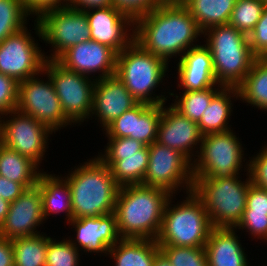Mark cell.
<instances>
[{
    "mask_svg": "<svg viewBox=\"0 0 267 266\" xmlns=\"http://www.w3.org/2000/svg\"><path fill=\"white\" fill-rule=\"evenodd\" d=\"M134 25V41L167 63L169 58H181L186 50L198 46L195 40L203 35L187 8L174 0H164L136 18Z\"/></svg>",
    "mask_w": 267,
    "mask_h": 266,
    "instance_id": "obj_1",
    "label": "cell"
},
{
    "mask_svg": "<svg viewBox=\"0 0 267 266\" xmlns=\"http://www.w3.org/2000/svg\"><path fill=\"white\" fill-rule=\"evenodd\" d=\"M171 196L164 189L143 184L120 187L114 209L120 237L155 240Z\"/></svg>",
    "mask_w": 267,
    "mask_h": 266,
    "instance_id": "obj_2",
    "label": "cell"
},
{
    "mask_svg": "<svg viewBox=\"0 0 267 266\" xmlns=\"http://www.w3.org/2000/svg\"><path fill=\"white\" fill-rule=\"evenodd\" d=\"M87 161L63 177L71 191L73 218H94L114 212L120 189L110 168L98 157Z\"/></svg>",
    "mask_w": 267,
    "mask_h": 266,
    "instance_id": "obj_3",
    "label": "cell"
},
{
    "mask_svg": "<svg viewBox=\"0 0 267 266\" xmlns=\"http://www.w3.org/2000/svg\"><path fill=\"white\" fill-rule=\"evenodd\" d=\"M204 44L211 52L216 81L223 87H238L258 58L251 50L248 36L224 24L203 32Z\"/></svg>",
    "mask_w": 267,
    "mask_h": 266,
    "instance_id": "obj_4",
    "label": "cell"
},
{
    "mask_svg": "<svg viewBox=\"0 0 267 266\" xmlns=\"http://www.w3.org/2000/svg\"><path fill=\"white\" fill-rule=\"evenodd\" d=\"M244 166L248 177L243 182L238 175L230 178H194L192 191L203 202L214 228H236L242 219L251 184L248 164Z\"/></svg>",
    "mask_w": 267,
    "mask_h": 266,
    "instance_id": "obj_5",
    "label": "cell"
},
{
    "mask_svg": "<svg viewBox=\"0 0 267 266\" xmlns=\"http://www.w3.org/2000/svg\"><path fill=\"white\" fill-rule=\"evenodd\" d=\"M168 64L160 57L143 49L134 40L116 56L115 75L139 102L149 105L165 104V95L152 96L153 90L163 82Z\"/></svg>",
    "mask_w": 267,
    "mask_h": 266,
    "instance_id": "obj_6",
    "label": "cell"
},
{
    "mask_svg": "<svg viewBox=\"0 0 267 266\" xmlns=\"http://www.w3.org/2000/svg\"><path fill=\"white\" fill-rule=\"evenodd\" d=\"M188 196V197H187ZM186 200L173 205L172 197L166 203L159 234L158 245L181 247H204L213 228L203 202L188 192ZM173 206V207H172Z\"/></svg>",
    "mask_w": 267,
    "mask_h": 266,
    "instance_id": "obj_7",
    "label": "cell"
},
{
    "mask_svg": "<svg viewBox=\"0 0 267 266\" xmlns=\"http://www.w3.org/2000/svg\"><path fill=\"white\" fill-rule=\"evenodd\" d=\"M232 131L203 135L200 151H195L197 158L192 162L193 178H230L240 175L242 162L246 159L242 144Z\"/></svg>",
    "mask_w": 267,
    "mask_h": 266,
    "instance_id": "obj_8",
    "label": "cell"
},
{
    "mask_svg": "<svg viewBox=\"0 0 267 266\" xmlns=\"http://www.w3.org/2000/svg\"><path fill=\"white\" fill-rule=\"evenodd\" d=\"M34 23L39 39L51 44L53 52L46 60H56L68 48L90 39V28L83 10L69 6L51 9Z\"/></svg>",
    "mask_w": 267,
    "mask_h": 266,
    "instance_id": "obj_9",
    "label": "cell"
},
{
    "mask_svg": "<svg viewBox=\"0 0 267 266\" xmlns=\"http://www.w3.org/2000/svg\"><path fill=\"white\" fill-rule=\"evenodd\" d=\"M50 77L65 116L74 124L90 118L95 80L46 60L43 75ZM90 78V79H89ZM93 80V81H92Z\"/></svg>",
    "mask_w": 267,
    "mask_h": 266,
    "instance_id": "obj_10",
    "label": "cell"
},
{
    "mask_svg": "<svg viewBox=\"0 0 267 266\" xmlns=\"http://www.w3.org/2000/svg\"><path fill=\"white\" fill-rule=\"evenodd\" d=\"M149 149V163L143 185L158 187L175 194L185 189L193 190L192 163L180 152L155 141Z\"/></svg>",
    "mask_w": 267,
    "mask_h": 266,
    "instance_id": "obj_11",
    "label": "cell"
},
{
    "mask_svg": "<svg viewBox=\"0 0 267 266\" xmlns=\"http://www.w3.org/2000/svg\"><path fill=\"white\" fill-rule=\"evenodd\" d=\"M8 114L11 115L9 120H5L4 115L0 116V143L39 166L49 145L48 137L53 132L40 121L18 110L10 111L5 116Z\"/></svg>",
    "mask_w": 267,
    "mask_h": 266,
    "instance_id": "obj_12",
    "label": "cell"
},
{
    "mask_svg": "<svg viewBox=\"0 0 267 266\" xmlns=\"http://www.w3.org/2000/svg\"><path fill=\"white\" fill-rule=\"evenodd\" d=\"M48 81L36 76L19 82L16 110L29 115L47 126L52 132L72 125L65 116L49 76Z\"/></svg>",
    "mask_w": 267,
    "mask_h": 266,
    "instance_id": "obj_13",
    "label": "cell"
},
{
    "mask_svg": "<svg viewBox=\"0 0 267 266\" xmlns=\"http://www.w3.org/2000/svg\"><path fill=\"white\" fill-rule=\"evenodd\" d=\"M104 154L97 157L110 168L120 186L142 184L149 163L148 146L129 137H107Z\"/></svg>",
    "mask_w": 267,
    "mask_h": 266,
    "instance_id": "obj_14",
    "label": "cell"
},
{
    "mask_svg": "<svg viewBox=\"0 0 267 266\" xmlns=\"http://www.w3.org/2000/svg\"><path fill=\"white\" fill-rule=\"evenodd\" d=\"M30 33L26 26L0 43V73L18 83L42 75L46 62L45 53Z\"/></svg>",
    "mask_w": 267,
    "mask_h": 266,
    "instance_id": "obj_15",
    "label": "cell"
},
{
    "mask_svg": "<svg viewBox=\"0 0 267 266\" xmlns=\"http://www.w3.org/2000/svg\"><path fill=\"white\" fill-rule=\"evenodd\" d=\"M116 56L117 53L109 46L89 39L68 48L56 61L66 69L87 77L98 73L96 80H99L115 75Z\"/></svg>",
    "mask_w": 267,
    "mask_h": 266,
    "instance_id": "obj_16",
    "label": "cell"
},
{
    "mask_svg": "<svg viewBox=\"0 0 267 266\" xmlns=\"http://www.w3.org/2000/svg\"><path fill=\"white\" fill-rule=\"evenodd\" d=\"M84 12L89 22L91 40L109 46L116 53L134 40V20L114 6L92 8ZM131 30L132 33L129 32Z\"/></svg>",
    "mask_w": 267,
    "mask_h": 266,
    "instance_id": "obj_17",
    "label": "cell"
},
{
    "mask_svg": "<svg viewBox=\"0 0 267 266\" xmlns=\"http://www.w3.org/2000/svg\"><path fill=\"white\" fill-rule=\"evenodd\" d=\"M43 222L41 191L36 184L10 203L7 216L0 226V236L12 240L38 235L40 232L36 227Z\"/></svg>",
    "mask_w": 267,
    "mask_h": 266,
    "instance_id": "obj_18",
    "label": "cell"
},
{
    "mask_svg": "<svg viewBox=\"0 0 267 266\" xmlns=\"http://www.w3.org/2000/svg\"><path fill=\"white\" fill-rule=\"evenodd\" d=\"M162 105L138 103L105 129L106 137H129L150 146L157 139Z\"/></svg>",
    "mask_w": 267,
    "mask_h": 266,
    "instance_id": "obj_19",
    "label": "cell"
},
{
    "mask_svg": "<svg viewBox=\"0 0 267 266\" xmlns=\"http://www.w3.org/2000/svg\"><path fill=\"white\" fill-rule=\"evenodd\" d=\"M164 105L162 104L156 141L182 153L192 163L195 160L193 149H200L203 137L198 124L183 116L172 105L168 108ZM197 145L199 147H195Z\"/></svg>",
    "mask_w": 267,
    "mask_h": 266,
    "instance_id": "obj_20",
    "label": "cell"
},
{
    "mask_svg": "<svg viewBox=\"0 0 267 266\" xmlns=\"http://www.w3.org/2000/svg\"><path fill=\"white\" fill-rule=\"evenodd\" d=\"M68 225L73 226L77 233L75 240L69 238V242L86 253H104L107 256L109 249L121 239L114 212L94 218H72Z\"/></svg>",
    "mask_w": 267,
    "mask_h": 266,
    "instance_id": "obj_21",
    "label": "cell"
},
{
    "mask_svg": "<svg viewBox=\"0 0 267 266\" xmlns=\"http://www.w3.org/2000/svg\"><path fill=\"white\" fill-rule=\"evenodd\" d=\"M138 103L116 75L105 77L95 80L90 117L95 115L103 130Z\"/></svg>",
    "mask_w": 267,
    "mask_h": 266,
    "instance_id": "obj_22",
    "label": "cell"
},
{
    "mask_svg": "<svg viewBox=\"0 0 267 266\" xmlns=\"http://www.w3.org/2000/svg\"><path fill=\"white\" fill-rule=\"evenodd\" d=\"M177 70L178 87L184 88L182 92L223 87L216 81L211 52L203 44L187 50L179 58Z\"/></svg>",
    "mask_w": 267,
    "mask_h": 266,
    "instance_id": "obj_23",
    "label": "cell"
},
{
    "mask_svg": "<svg viewBox=\"0 0 267 266\" xmlns=\"http://www.w3.org/2000/svg\"><path fill=\"white\" fill-rule=\"evenodd\" d=\"M235 228H212L204 246L208 266H249Z\"/></svg>",
    "mask_w": 267,
    "mask_h": 266,
    "instance_id": "obj_24",
    "label": "cell"
},
{
    "mask_svg": "<svg viewBox=\"0 0 267 266\" xmlns=\"http://www.w3.org/2000/svg\"><path fill=\"white\" fill-rule=\"evenodd\" d=\"M55 175L43 172L37 183L41 191L44 221L52 214L63 212L66 213V220L69 222L73 218L69 184L63 177Z\"/></svg>",
    "mask_w": 267,
    "mask_h": 266,
    "instance_id": "obj_25",
    "label": "cell"
},
{
    "mask_svg": "<svg viewBox=\"0 0 267 266\" xmlns=\"http://www.w3.org/2000/svg\"><path fill=\"white\" fill-rule=\"evenodd\" d=\"M239 99L237 87H222L210 101L198 123L202 135L229 131L228 120L232 110V99Z\"/></svg>",
    "mask_w": 267,
    "mask_h": 266,
    "instance_id": "obj_26",
    "label": "cell"
},
{
    "mask_svg": "<svg viewBox=\"0 0 267 266\" xmlns=\"http://www.w3.org/2000/svg\"><path fill=\"white\" fill-rule=\"evenodd\" d=\"M159 251L155 240L121 238L109 249L108 256L114 259L115 266H153Z\"/></svg>",
    "mask_w": 267,
    "mask_h": 266,
    "instance_id": "obj_27",
    "label": "cell"
},
{
    "mask_svg": "<svg viewBox=\"0 0 267 266\" xmlns=\"http://www.w3.org/2000/svg\"><path fill=\"white\" fill-rule=\"evenodd\" d=\"M38 168L34 161L0 144V176L18 182L27 189L38 183L43 173Z\"/></svg>",
    "mask_w": 267,
    "mask_h": 266,
    "instance_id": "obj_28",
    "label": "cell"
},
{
    "mask_svg": "<svg viewBox=\"0 0 267 266\" xmlns=\"http://www.w3.org/2000/svg\"><path fill=\"white\" fill-rule=\"evenodd\" d=\"M236 0H186L183 5L202 32L210 27L228 24Z\"/></svg>",
    "mask_w": 267,
    "mask_h": 266,
    "instance_id": "obj_29",
    "label": "cell"
},
{
    "mask_svg": "<svg viewBox=\"0 0 267 266\" xmlns=\"http://www.w3.org/2000/svg\"><path fill=\"white\" fill-rule=\"evenodd\" d=\"M237 88L239 100L267 111V58H257Z\"/></svg>",
    "mask_w": 267,
    "mask_h": 266,
    "instance_id": "obj_30",
    "label": "cell"
},
{
    "mask_svg": "<svg viewBox=\"0 0 267 266\" xmlns=\"http://www.w3.org/2000/svg\"><path fill=\"white\" fill-rule=\"evenodd\" d=\"M42 233L12 239L14 266H45L48 236Z\"/></svg>",
    "mask_w": 267,
    "mask_h": 266,
    "instance_id": "obj_31",
    "label": "cell"
},
{
    "mask_svg": "<svg viewBox=\"0 0 267 266\" xmlns=\"http://www.w3.org/2000/svg\"><path fill=\"white\" fill-rule=\"evenodd\" d=\"M221 88L222 87L207 88L202 91H187L180 94V97L173 92H169L171 96L175 95L174 97H176L175 102L171 104L183 116L198 124L213 96Z\"/></svg>",
    "mask_w": 267,
    "mask_h": 266,
    "instance_id": "obj_32",
    "label": "cell"
},
{
    "mask_svg": "<svg viewBox=\"0 0 267 266\" xmlns=\"http://www.w3.org/2000/svg\"><path fill=\"white\" fill-rule=\"evenodd\" d=\"M265 5L261 0H236L228 24L248 36L259 21Z\"/></svg>",
    "mask_w": 267,
    "mask_h": 266,
    "instance_id": "obj_33",
    "label": "cell"
},
{
    "mask_svg": "<svg viewBox=\"0 0 267 266\" xmlns=\"http://www.w3.org/2000/svg\"><path fill=\"white\" fill-rule=\"evenodd\" d=\"M28 16L20 0H0V43L26 27Z\"/></svg>",
    "mask_w": 267,
    "mask_h": 266,
    "instance_id": "obj_34",
    "label": "cell"
},
{
    "mask_svg": "<svg viewBox=\"0 0 267 266\" xmlns=\"http://www.w3.org/2000/svg\"><path fill=\"white\" fill-rule=\"evenodd\" d=\"M79 253L67 238L56 242L48 236L45 266H79Z\"/></svg>",
    "mask_w": 267,
    "mask_h": 266,
    "instance_id": "obj_35",
    "label": "cell"
},
{
    "mask_svg": "<svg viewBox=\"0 0 267 266\" xmlns=\"http://www.w3.org/2000/svg\"><path fill=\"white\" fill-rule=\"evenodd\" d=\"M158 246L172 266H208L204 247Z\"/></svg>",
    "mask_w": 267,
    "mask_h": 266,
    "instance_id": "obj_36",
    "label": "cell"
},
{
    "mask_svg": "<svg viewBox=\"0 0 267 266\" xmlns=\"http://www.w3.org/2000/svg\"><path fill=\"white\" fill-rule=\"evenodd\" d=\"M19 83L12 77L0 73V116L16 110Z\"/></svg>",
    "mask_w": 267,
    "mask_h": 266,
    "instance_id": "obj_37",
    "label": "cell"
},
{
    "mask_svg": "<svg viewBox=\"0 0 267 266\" xmlns=\"http://www.w3.org/2000/svg\"><path fill=\"white\" fill-rule=\"evenodd\" d=\"M252 52L258 58H267V4L253 31L248 35Z\"/></svg>",
    "mask_w": 267,
    "mask_h": 266,
    "instance_id": "obj_38",
    "label": "cell"
},
{
    "mask_svg": "<svg viewBox=\"0 0 267 266\" xmlns=\"http://www.w3.org/2000/svg\"><path fill=\"white\" fill-rule=\"evenodd\" d=\"M248 174L251 183L267 190V146H264L257 155L248 160Z\"/></svg>",
    "mask_w": 267,
    "mask_h": 266,
    "instance_id": "obj_39",
    "label": "cell"
},
{
    "mask_svg": "<svg viewBox=\"0 0 267 266\" xmlns=\"http://www.w3.org/2000/svg\"><path fill=\"white\" fill-rule=\"evenodd\" d=\"M244 229L254 238L267 241V214L266 213H243L240 223L235 228Z\"/></svg>",
    "mask_w": 267,
    "mask_h": 266,
    "instance_id": "obj_40",
    "label": "cell"
},
{
    "mask_svg": "<svg viewBox=\"0 0 267 266\" xmlns=\"http://www.w3.org/2000/svg\"><path fill=\"white\" fill-rule=\"evenodd\" d=\"M164 0H112L113 6L133 20L158 7Z\"/></svg>",
    "mask_w": 267,
    "mask_h": 266,
    "instance_id": "obj_41",
    "label": "cell"
},
{
    "mask_svg": "<svg viewBox=\"0 0 267 266\" xmlns=\"http://www.w3.org/2000/svg\"><path fill=\"white\" fill-rule=\"evenodd\" d=\"M244 213L267 214V190L250 184Z\"/></svg>",
    "mask_w": 267,
    "mask_h": 266,
    "instance_id": "obj_42",
    "label": "cell"
},
{
    "mask_svg": "<svg viewBox=\"0 0 267 266\" xmlns=\"http://www.w3.org/2000/svg\"><path fill=\"white\" fill-rule=\"evenodd\" d=\"M29 15H36V19L44 12L65 7L68 0H20Z\"/></svg>",
    "mask_w": 267,
    "mask_h": 266,
    "instance_id": "obj_43",
    "label": "cell"
},
{
    "mask_svg": "<svg viewBox=\"0 0 267 266\" xmlns=\"http://www.w3.org/2000/svg\"><path fill=\"white\" fill-rule=\"evenodd\" d=\"M26 188L15 181L0 176V197L8 202L16 200Z\"/></svg>",
    "mask_w": 267,
    "mask_h": 266,
    "instance_id": "obj_44",
    "label": "cell"
},
{
    "mask_svg": "<svg viewBox=\"0 0 267 266\" xmlns=\"http://www.w3.org/2000/svg\"><path fill=\"white\" fill-rule=\"evenodd\" d=\"M67 6L84 11L113 6V2L112 0H68Z\"/></svg>",
    "mask_w": 267,
    "mask_h": 266,
    "instance_id": "obj_45",
    "label": "cell"
},
{
    "mask_svg": "<svg viewBox=\"0 0 267 266\" xmlns=\"http://www.w3.org/2000/svg\"><path fill=\"white\" fill-rule=\"evenodd\" d=\"M0 266H14L12 240L0 236Z\"/></svg>",
    "mask_w": 267,
    "mask_h": 266,
    "instance_id": "obj_46",
    "label": "cell"
},
{
    "mask_svg": "<svg viewBox=\"0 0 267 266\" xmlns=\"http://www.w3.org/2000/svg\"><path fill=\"white\" fill-rule=\"evenodd\" d=\"M153 266H172L170 260L166 255L160 250L154 259Z\"/></svg>",
    "mask_w": 267,
    "mask_h": 266,
    "instance_id": "obj_47",
    "label": "cell"
},
{
    "mask_svg": "<svg viewBox=\"0 0 267 266\" xmlns=\"http://www.w3.org/2000/svg\"><path fill=\"white\" fill-rule=\"evenodd\" d=\"M9 208H10V202L0 197V226L4 222L5 217L7 216Z\"/></svg>",
    "mask_w": 267,
    "mask_h": 266,
    "instance_id": "obj_48",
    "label": "cell"
},
{
    "mask_svg": "<svg viewBox=\"0 0 267 266\" xmlns=\"http://www.w3.org/2000/svg\"><path fill=\"white\" fill-rule=\"evenodd\" d=\"M176 3H181L183 4L186 0H174Z\"/></svg>",
    "mask_w": 267,
    "mask_h": 266,
    "instance_id": "obj_49",
    "label": "cell"
},
{
    "mask_svg": "<svg viewBox=\"0 0 267 266\" xmlns=\"http://www.w3.org/2000/svg\"><path fill=\"white\" fill-rule=\"evenodd\" d=\"M262 2H264L265 4H267V0H261Z\"/></svg>",
    "mask_w": 267,
    "mask_h": 266,
    "instance_id": "obj_50",
    "label": "cell"
}]
</instances>
